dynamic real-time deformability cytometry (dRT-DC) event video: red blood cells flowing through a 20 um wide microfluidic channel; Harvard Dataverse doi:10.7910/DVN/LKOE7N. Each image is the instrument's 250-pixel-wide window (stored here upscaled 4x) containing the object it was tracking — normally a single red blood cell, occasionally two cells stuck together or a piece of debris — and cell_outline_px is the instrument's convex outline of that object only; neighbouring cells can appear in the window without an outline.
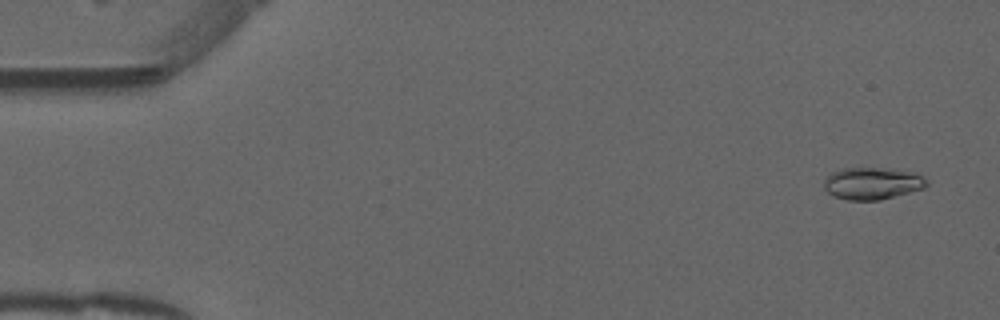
{"species": "common noctule bat (a hibernating species)", "species_latin": "Nyctalus noctula", "temperature_condition": "warm", "stored_images_in_passage": 50, "camera_frame_rate_fps": 3000, "um_per_image_px": 0.085, "animal": {"sex": "male", "forearm_length_mm": 52.5}, "frame": {"image": 1, "passage_image": 1, "time_ms": 0.0, "image_size_px": [1000, 320], "cell_outline_px": [[928, 184], [924, 188], [880, 200], [848, 200], [836, 196], [828, 192], [824, 188], [824, 180], [832, 172], [840, 168], [880, 168], [908, 172], [924, 176], [928, 180]], "centroid_in_image_um": [74.14, 15.59], "position_along_channel_um": 10.9, "area_um2": 18.96}}
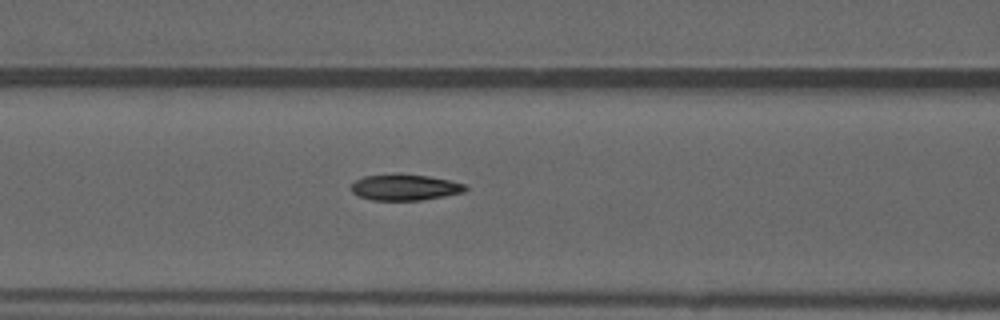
{"frame": {"image": 2, "passage_image": 20, "time_ms": 6.333, "image_size_px": [1000, 320], "cell_outline_px": [[468, 188], [464, 192], [424, 200], [372, 200], [360, 196], [352, 192], [352, 184], [356, 180], [364, 176], [396, 172], [428, 176], [448, 180], [464, 184]], "centroid_in_image_um": [34.41, 15.9], "position_along_channel_um": 132.2, "area_um2": 17.51}}
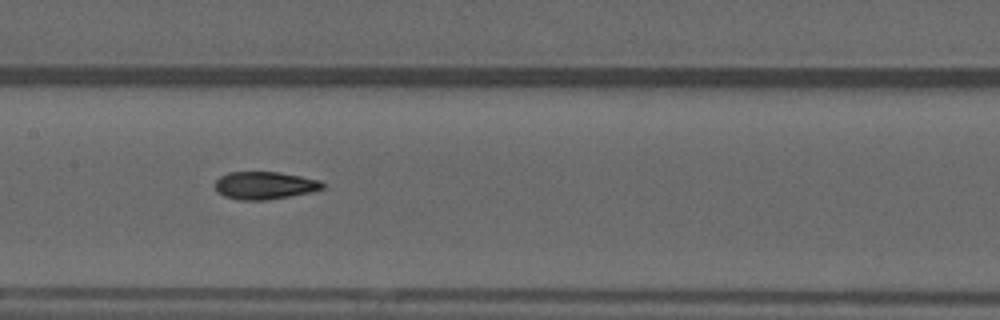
{"frame": {"image": 3, "passage_image": 24, "time_ms": 7.667, "image_size_px": [1000, 320], "cell_outline_px": [[324, 188], [316, 192], [264, 200], [240, 200], [224, 196], [216, 192], [212, 184], [220, 176], [228, 172], [280, 172], [320, 180], [324, 184]], "centroid_in_image_um": [22.48, 15.76], "position_along_channel_um": 184.9, "area_um2": 17.63}, "authors_computed_cell_mechanics": {"area_um2": 17.5712, "velocity_mm_per_s": 3.9569, "shape_relaxation_time_tau1_ms": 9.6955, "shape_relaxation_time_tau2_ms": 3.0486, "deformation_change_tau1": 0.2625, "deformation_change_tau2": 0.0926}}